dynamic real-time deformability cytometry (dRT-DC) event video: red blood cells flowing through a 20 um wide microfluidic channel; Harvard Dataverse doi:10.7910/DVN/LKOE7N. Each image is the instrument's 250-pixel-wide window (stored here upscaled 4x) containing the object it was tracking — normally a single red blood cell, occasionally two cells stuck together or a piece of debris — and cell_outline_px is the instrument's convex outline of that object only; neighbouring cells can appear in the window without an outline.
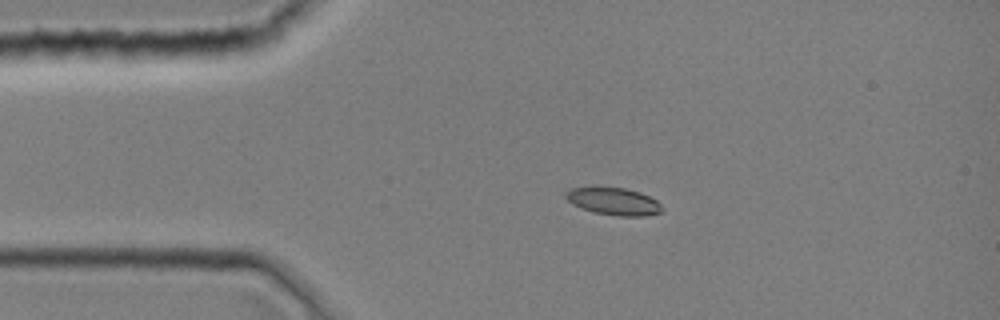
{"species": "common noctule bat (a hibernating species)", "species_latin": "Nyctalus noctula", "temperature_condition": "room temperature", "stored_images_in_passage": 1, "camera_frame_rate_fps": 3000, "um_per_image_px": 0.085, "animal": {"sex": "female", "body_mass_g": 19.0, "forearm_length_mm": 51.5}, "frame": {"image": 1, "passage_image": 1, "time_ms": 0.0, "image_size_px": [1000, 320], "cell_outline_px": [[664, 208], [660, 212], [648, 216], [620, 216], [592, 212], [572, 204], [564, 196], [564, 192], [572, 188], [592, 184], [596, 184], [624, 188], [640, 192], [656, 200]], "centroid_in_image_um": [52.1, 17.07], "position_along_channel_um": 32.9, "area_um2": 16.01}}